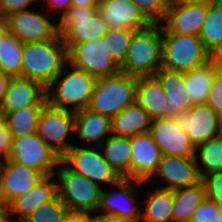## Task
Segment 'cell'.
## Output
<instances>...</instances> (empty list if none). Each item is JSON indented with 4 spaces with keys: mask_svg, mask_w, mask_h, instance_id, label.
Listing matches in <instances>:
<instances>
[{
    "mask_svg": "<svg viewBox=\"0 0 222 222\" xmlns=\"http://www.w3.org/2000/svg\"><path fill=\"white\" fill-rule=\"evenodd\" d=\"M0 222H6V207L0 202Z\"/></svg>",
    "mask_w": 222,
    "mask_h": 222,
    "instance_id": "obj_49",
    "label": "cell"
},
{
    "mask_svg": "<svg viewBox=\"0 0 222 222\" xmlns=\"http://www.w3.org/2000/svg\"><path fill=\"white\" fill-rule=\"evenodd\" d=\"M45 104L46 88L42 84L25 77H15L9 80L0 106L5 115L28 105Z\"/></svg>",
    "mask_w": 222,
    "mask_h": 222,
    "instance_id": "obj_21",
    "label": "cell"
},
{
    "mask_svg": "<svg viewBox=\"0 0 222 222\" xmlns=\"http://www.w3.org/2000/svg\"><path fill=\"white\" fill-rule=\"evenodd\" d=\"M23 44L6 28L0 32V69L10 78L21 77Z\"/></svg>",
    "mask_w": 222,
    "mask_h": 222,
    "instance_id": "obj_32",
    "label": "cell"
},
{
    "mask_svg": "<svg viewBox=\"0 0 222 222\" xmlns=\"http://www.w3.org/2000/svg\"><path fill=\"white\" fill-rule=\"evenodd\" d=\"M218 205L205 197L193 211L190 222H221Z\"/></svg>",
    "mask_w": 222,
    "mask_h": 222,
    "instance_id": "obj_38",
    "label": "cell"
},
{
    "mask_svg": "<svg viewBox=\"0 0 222 222\" xmlns=\"http://www.w3.org/2000/svg\"><path fill=\"white\" fill-rule=\"evenodd\" d=\"M182 3H205L210 4L219 0H175Z\"/></svg>",
    "mask_w": 222,
    "mask_h": 222,
    "instance_id": "obj_48",
    "label": "cell"
},
{
    "mask_svg": "<svg viewBox=\"0 0 222 222\" xmlns=\"http://www.w3.org/2000/svg\"><path fill=\"white\" fill-rule=\"evenodd\" d=\"M3 120V114H2V110H1V106H0V121Z\"/></svg>",
    "mask_w": 222,
    "mask_h": 222,
    "instance_id": "obj_54",
    "label": "cell"
},
{
    "mask_svg": "<svg viewBox=\"0 0 222 222\" xmlns=\"http://www.w3.org/2000/svg\"><path fill=\"white\" fill-rule=\"evenodd\" d=\"M205 189V197L222 204V172L209 173L201 177Z\"/></svg>",
    "mask_w": 222,
    "mask_h": 222,
    "instance_id": "obj_39",
    "label": "cell"
},
{
    "mask_svg": "<svg viewBox=\"0 0 222 222\" xmlns=\"http://www.w3.org/2000/svg\"><path fill=\"white\" fill-rule=\"evenodd\" d=\"M75 114V130L79 140L87 142H95L99 147L106 136L111 132V118L100 113L92 112L89 109H81L74 112Z\"/></svg>",
    "mask_w": 222,
    "mask_h": 222,
    "instance_id": "obj_25",
    "label": "cell"
},
{
    "mask_svg": "<svg viewBox=\"0 0 222 222\" xmlns=\"http://www.w3.org/2000/svg\"><path fill=\"white\" fill-rule=\"evenodd\" d=\"M37 0H0V15L4 19L12 13L29 10Z\"/></svg>",
    "mask_w": 222,
    "mask_h": 222,
    "instance_id": "obj_41",
    "label": "cell"
},
{
    "mask_svg": "<svg viewBox=\"0 0 222 222\" xmlns=\"http://www.w3.org/2000/svg\"><path fill=\"white\" fill-rule=\"evenodd\" d=\"M44 105H28L3 115L12 138L37 132L38 116Z\"/></svg>",
    "mask_w": 222,
    "mask_h": 222,
    "instance_id": "obj_34",
    "label": "cell"
},
{
    "mask_svg": "<svg viewBox=\"0 0 222 222\" xmlns=\"http://www.w3.org/2000/svg\"><path fill=\"white\" fill-rule=\"evenodd\" d=\"M212 56L197 35L169 32L162 25V67L172 71H189L206 64Z\"/></svg>",
    "mask_w": 222,
    "mask_h": 222,
    "instance_id": "obj_5",
    "label": "cell"
},
{
    "mask_svg": "<svg viewBox=\"0 0 222 222\" xmlns=\"http://www.w3.org/2000/svg\"><path fill=\"white\" fill-rule=\"evenodd\" d=\"M147 196L140 222H172L173 190L157 188Z\"/></svg>",
    "mask_w": 222,
    "mask_h": 222,
    "instance_id": "obj_31",
    "label": "cell"
},
{
    "mask_svg": "<svg viewBox=\"0 0 222 222\" xmlns=\"http://www.w3.org/2000/svg\"><path fill=\"white\" fill-rule=\"evenodd\" d=\"M152 119L136 102L111 118V134L132 137L149 132Z\"/></svg>",
    "mask_w": 222,
    "mask_h": 222,
    "instance_id": "obj_27",
    "label": "cell"
},
{
    "mask_svg": "<svg viewBox=\"0 0 222 222\" xmlns=\"http://www.w3.org/2000/svg\"><path fill=\"white\" fill-rule=\"evenodd\" d=\"M93 222H129V221L121 220L119 218H114L110 216H103L100 215V213H98V215L97 214L95 216L93 215Z\"/></svg>",
    "mask_w": 222,
    "mask_h": 222,
    "instance_id": "obj_47",
    "label": "cell"
},
{
    "mask_svg": "<svg viewBox=\"0 0 222 222\" xmlns=\"http://www.w3.org/2000/svg\"><path fill=\"white\" fill-rule=\"evenodd\" d=\"M174 118L194 147L222 134V120L206 103L193 105Z\"/></svg>",
    "mask_w": 222,
    "mask_h": 222,
    "instance_id": "obj_14",
    "label": "cell"
},
{
    "mask_svg": "<svg viewBox=\"0 0 222 222\" xmlns=\"http://www.w3.org/2000/svg\"><path fill=\"white\" fill-rule=\"evenodd\" d=\"M208 4L171 0L163 26L172 33L199 36L206 19Z\"/></svg>",
    "mask_w": 222,
    "mask_h": 222,
    "instance_id": "obj_17",
    "label": "cell"
},
{
    "mask_svg": "<svg viewBox=\"0 0 222 222\" xmlns=\"http://www.w3.org/2000/svg\"><path fill=\"white\" fill-rule=\"evenodd\" d=\"M20 165L34 168L44 176L55 174L61 156L48 146L37 133L13 138L8 157Z\"/></svg>",
    "mask_w": 222,
    "mask_h": 222,
    "instance_id": "obj_10",
    "label": "cell"
},
{
    "mask_svg": "<svg viewBox=\"0 0 222 222\" xmlns=\"http://www.w3.org/2000/svg\"><path fill=\"white\" fill-rule=\"evenodd\" d=\"M57 192L60 200L71 211L97 213L101 187L85 176L69 170L62 162L58 165Z\"/></svg>",
    "mask_w": 222,
    "mask_h": 222,
    "instance_id": "obj_6",
    "label": "cell"
},
{
    "mask_svg": "<svg viewBox=\"0 0 222 222\" xmlns=\"http://www.w3.org/2000/svg\"><path fill=\"white\" fill-rule=\"evenodd\" d=\"M48 13L34 9L12 13L5 18V28L23 43L46 42L58 35V24Z\"/></svg>",
    "mask_w": 222,
    "mask_h": 222,
    "instance_id": "obj_12",
    "label": "cell"
},
{
    "mask_svg": "<svg viewBox=\"0 0 222 222\" xmlns=\"http://www.w3.org/2000/svg\"><path fill=\"white\" fill-rule=\"evenodd\" d=\"M136 30L132 29H108L106 35L107 55L120 68L126 58L131 38Z\"/></svg>",
    "mask_w": 222,
    "mask_h": 222,
    "instance_id": "obj_35",
    "label": "cell"
},
{
    "mask_svg": "<svg viewBox=\"0 0 222 222\" xmlns=\"http://www.w3.org/2000/svg\"><path fill=\"white\" fill-rule=\"evenodd\" d=\"M131 179L146 182L154 175L161 159V151L150 132L130 137Z\"/></svg>",
    "mask_w": 222,
    "mask_h": 222,
    "instance_id": "obj_18",
    "label": "cell"
},
{
    "mask_svg": "<svg viewBox=\"0 0 222 222\" xmlns=\"http://www.w3.org/2000/svg\"><path fill=\"white\" fill-rule=\"evenodd\" d=\"M68 210L57 195L48 203L40 205L23 220L26 222H62Z\"/></svg>",
    "mask_w": 222,
    "mask_h": 222,
    "instance_id": "obj_36",
    "label": "cell"
},
{
    "mask_svg": "<svg viewBox=\"0 0 222 222\" xmlns=\"http://www.w3.org/2000/svg\"><path fill=\"white\" fill-rule=\"evenodd\" d=\"M112 135V136H111ZM103 149L105 160L122 177L131 179V145L130 137L110 134L99 146Z\"/></svg>",
    "mask_w": 222,
    "mask_h": 222,
    "instance_id": "obj_28",
    "label": "cell"
},
{
    "mask_svg": "<svg viewBox=\"0 0 222 222\" xmlns=\"http://www.w3.org/2000/svg\"><path fill=\"white\" fill-rule=\"evenodd\" d=\"M151 24H160L166 17L171 0H132Z\"/></svg>",
    "mask_w": 222,
    "mask_h": 222,
    "instance_id": "obj_37",
    "label": "cell"
},
{
    "mask_svg": "<svg viewBox=\"0 0 222 222\" xmlns=\"http://www.w3.org/2000/svg\"><path fill=\"white\" fill-rule=\"evenodd\" d=\"M149 132L162 155L194 157L195 147L174 117L153 119Z\"/></svg>",
    "mask_w": 222,
    "mask_h": 222,
    "instance_id": "obj_15",
    "label": "cell"
},
{
    "mask_svg": "<svg viewBox=\"0 0 222 222\" xmlns=\"http://www.w3.org/2000/svg\"><path fill=\"white\" fill-rule=\"evenodd\" d=\"M99 147L72 146L62 157L61 162L71 171L79 173L101 185L113 186L122 178L105 160ZM101 183V184H100Z\"/></svg>",
    "mask_w": 222,
    "mask_h": 222,
    "instance_id": "obj_9",
    "label": "cell"
},
{
    "mask_svg": "<svg viewBox=\"0 0 222 222\" xmlns=\"http://www.w3.org/2000/svg\"><path fill=\"white\" fill-rule=\"evenodd\" d=\"M54 177V174L45 175L29 191L15 197L6 206V219H15L13 218L14 214L19 216L17 219H24L40 205L53 200L58 195V181L57 179L55 180Z\"/></svg>",
    "mask_w": 222,
    "mask_h": 222,
    "instance_id": "obj_22",
    "label": "cell"
},
{
    "mask_svg": "<svg viewBox=\"0 0 222 222\" xmlns=\"http://www.w3.org/2000/svg\"><path fill=\"white\" fill-rule=\"evenodd\" d=\"M13 143L12 135L4 119L0 121V161L8 159ZM2 158V159H1Z\"/></svg>",
    "mask_w": 222,
    "mask_h": 222,
    "instance_id": "obj_42",
    "label": "cell"
},
{
    "mask_svg": "<svg viewBox=\"0 0 222 222\" xmlns=\"http://www.w3.org/2000/svg\"><path fill=\"white\" fill-rule=\"evenodd\" d=\"M75 130L74 111L54 108L47 103L37 121L38 136L61 157L73 146L67 140Z\"/></svg>",
    "mask_w": 222,
    "mask_h": 222,
    "instance_id": "obj_11",
    "label": "cell"
},
{
    "mask_svg": "<svg viewBox=\"0 0 222 222\" xmlns=\"http://www.w3.org/2000/svg\"><path fill=\"white\" fill-rule=\"evenodd\" d=\"M100 0H72V6L74 7H90L99 6Z\"/></svg>",
    "mask_w": 222,
    "mask_h": 222,
    "instance_id": "obj_46",
    "label": "cell"
},
{
    "mask_svg": "<svg viewBox=\"0 0 222 222\" xmlns=\"http://www.w3.org/2000/svg\"><path fill=\"white\" fill-rule=\"evenodd\" d=\"M136 86L137 77L123 72L97 78L87 109L112 118L136 102Z\"/></svg>",
    "mask_w": 222,
    "mask_h": 222,
    "instance_id": "obj_4",
    "label": "cell"
},
{
    "mask_svg": "<svg viewBox=\"0 0 222 222\" xmlns=\"http://www.w3.org/2000/svg\"><path fill=\"white\" fill-rule=\"evenodd\" d=\"M11 78L8 77L1 69H0V103L3 101L5 92L7 90V86L9 83V80Z\"/></svg>",
    "mask_w": 222,
    "mask_h": 222,
    "instance_id": "obj_45",
    "label": "cell"
},
{
    "mask_svg": "<svg viewBox=\"0 0 222 222\" xmlns=\"http://www.w3.org/2000/svg\"><path fill=\"white\" fill-rule=\"evenodd\" d=\"M67 63V48L59 34L46 42L24 43L21 77L39 82L46 88Z\"/></svg>",
    "mask_w": 222,
    "mask_h": 222,
    "instance_id": "obj_1",
    "label": "cell"
},
{
    "mask_svg": "<svg viewBox=\"0 0 222 222\" xmlns=\"http://www.w3.org/2000/svg\"><path fill=\"white\" fill-rule=\"evenodd\" d=\"M47 3L46 5L48 4V9H45V11L49 10L51 11V9L56 10L58 9L57 11H61L60 13V16H63L67 11H69V9L72 7V0H45Z\"/></svg>",
    "mask_w": 222,
    "mask_h": 222,
    "instance_id": "obj_44",
    "label": "cell"
},
{
    "mask_svg": "<svg viewBox=\"0 0 222 222\" xmlns=\"http://www.w3.org/2000/svg\"><path fill=\"white\" fill-rule=\"evenodd\" d=\"M86 211H71L68 210L64 215L62 222H93V216Z\"/></svg>",
    "mask_w": 222,
    "mask_h": 222,
    "instance_id": "obj_43",
    "label": "cell"
},
{
    "mask_svg": "<svg viewBox=\"0 0 222 222\" xmlns=\"http://www.w3.org/2000/svg\"><path fill=\"white\" fill-rule=\"evenodd\" d=\"M98 8L72 6L58 19V34L64 44L84 43L106 35L108 27Z\"/></svg>",
    "mask_w": 222,
    "mask_h": 222,
    "instance_id": "obj_7",
    "label": "cell"
},
{
    "mask_svg": "<svg viewBox=\"0 0 222 222\" xmlns=\"http://www.w3.org/2000/svg\"><path fill=\"white\" fill-rule=\"evenodd\" d=\"M221 69L218 58L185 72V86L193 105L205 104L216 73Z\"/></svg>",
    "mask_w": 222,
    "mask_h": 222,
    "instance_id": "obj_26",
    "label": "cell"
},
{
    "mask_svg": "<svg viewBox=\"0 0 222 222\" xmlns=\"http://www.w3.org/2000/svg\"><path fill=\"white\" fill-rule=\"evenodd\" d=\"M199 38L212 58H218L222 54V0L208 4Z\"/></svg>",
    "mask_w": 222,
    "mask_h": 222,
    "instance_id": "obj_29",
    "label": "cell"
},
{
    "mask_svg": "<svg viewBox=\"0 0 222 222\" xmlns=\"http://www.w3.org/2000/svg\"><path fill=\"white\" fill-rule=\"evenodd\" d=\"M67 66L71 68L70 72H67ZM96 79L67 63L46 87V103L54 108L74 112L85 109L90 102Z\"/></svg>",
    "mask_w": 222,
    "mask_h": 222,
    "instance_id": "obj_3",
    "label": "cell"
},
{
    "mask_svg": "<svg viewBox=\"0 0 222 222\" xmlns=\"http://www.w3.org/2000/svg\"><path fill=\"white\" fill-rule=\"evenodd\" d=\"M65 46L68 64L96 78L113 76L120 72V68L106 54L105 37Z\"/></svg>",
    "mask_w": 222,
    "mask_h": 222,
    "instance_id": "obj_8",
    "label": "cell"
},
{
    "mask_svg": "<svg viewBox=\"0 0 222 222\" xmlns=\"http://www.w3.org/2000/svg\"><path fill=\"white\" fill-rule=\"evenodd\" d=\"M166 94L154 76L137 77L136 103L153 120L167 117Z\"/></svg>",
    "mask_w": 222,
    "mask_h": 222,
    "instance_id": "obj_24",
    "label": "cell"
},
{
    "mask_svg": "<svg viewBox=\"0 0 222 222\" xmlns=\"http://www.w3.org/2000/svg\"><path fill=\"white\" fill-rule=\"evenodd\" d=\"M162 67V25L150 24L136 30L131 38L120 72L135 77H148Z\"/></svg>",
    "mask_w": 222,
    "mask_h": 222,
    "instance_id": "obj_2",
    "label": "cell"
},
{
    "mask_svg": "<svg viewBox=\"0 0 222 222\" xmlns=\"http://www.w3.org/2000/svg\"><path fill=\"white\" fill-rule=\"evenodd\" d=\"M98 11L108 29L141 30L151 24L132 0H100Z\"/></svg>",
    "mask_w": 222,
    "mask_h": 222,
    "instance_id": "obj_20",
    "label": "cell"
},
{
    "mask_svg": "<svg viewBox=\"0 0 222 222\" xmlns=\"http://www.w3.org/2000/svg\"><path fill=\"white\" fill-rule=\"evenodd\" d=\"M205 198L202 181L173 190L172 222H190L193 211Z\"/></svg>",
    "mask_w": 222,
    "mask_h": 222,
    "instance_id": "obj_30",
    "label": "cell"
},
{
    "mask_svg": "<svg viewBox=\"0 0 222 222\" xmlns=\"http://www.w3.org/2000/svg\"><path fill=\"white\" fill-rule=\"evenodd\" d=\"M219 213H220V221L222 222V204L218 205Z\"/></svg>",
    "mask_w": 222,
    "mask_h": 222,
    "instance_id": "obj_52",
    "label": "cell"
},
{
    "mask_svg": "<svg viewBox=\"0 0 222 222\" xmlns=\"http://www.w3.org/2000/svg\"><path fill=\"white\" fill-rule=\"evenodd\" d=\"M6 222H26L23 219H6Z\"/></svg>",
    "mask_w": 222,
    "mask_h": 222,
    "instance_id": "obj_51",
    "label": "cell"
},
{
    "mask_svg": "<svg viewBox=\"0 0 222 222\" xmlns=\"http://www.w3.org/2000/svg\"><path fill=\"white\" fill-rule=\"evenodd\" d=\"M5 28V19L0 15V32Z\"/></svg>",
    "mask_w": 222,
    "mask_h": 222,
    "instance_id": "obj_50",
    "label": "cell"
},
{
    "mask_svg": "<svg viewBox=\"0 0 222 222\" xmlns=\"http://www.w3.org/2000/svg\"><path fill=\"white\" fill-rule=\"evenodd\" d=\"M44 175L9 159L0 161V202L6 207L15 197L33 188Z\"/></svg>",
    "mask_w": 222,
    "mask_h": 222,
    "instance_id": "obj_16",
    "label": "cell"
},
{
    "mask_svg": "<svg viewBox=\"0 0 222 222\" xmlns=\"http://www.w3.org/2000/svg\"><path fill=\"white\" fill-rule=\"evenodd\" d=\"M219 61H220V65H221V69H222V54L218 57Z\"/></svg>",
    "mask_w": 222,
    "mask_h": 222,
    "instance_id": "obj_53",
    "label": "cell"
},
{
    "mask_svg": "<svg viewBox=\"0 0 222 222\" xmlns=\"http://www.w3.org/2000/svg\"><path fill=\"white\" fill-rule=\"evenodd\" d=\"M194 157L200 177L222 172V134L195 147Z\"/></svg>",
    "mask_w": 222,
    "mask_h": 222,
    "instance_id": "obj_33",
    "label": "cell"
},
{
    "mask_svg": "<svg viewBox=\"0 0 222 222\" xmlns=\"http://www.w3.org/2000/svg\"><path fill=\"white\" fill-rule=\"evenodd\" d=\"M142 183L128 178H121L115 184L120 189L119 191L107 192L102 189L97 213L102 210L100 215L103 216L119 218L129 222H140L141 209L136 204L139 198L135 196V186Z\"/></svg>",
    "mask_w": 222,
    "mask_h": 222,
    "instance_id": "obj_13",
    "label": "cell"
},
{
    "mask_svg": "<svg viewBox=\"0 0 222 222\" xmlns=\"http://www.w3.org/2000/svg\"><path fill=\"white\" fill-rule=\"evenodd\" d=\"M206 104L210 106L222 120V69L216 73L213 79Z\"/></svg>",
    "mask_w": 222,
    "mask_h": 222,
    "instance_id": "obj_40",
    "label": "cell"
},
{
    "mask_svg": "<svg viewBox=\"0 0 222 222\" xmlns=\"http://www.w3.org/2000/svg\"><path fill=\"white\" fill-rule=\"evenodd\" d=\"M152 177L166 181L163 189L175 190L192 186L201 181L195 157L162 155L158 168Z\"/></svg>",
    "mask_w": 222,
    "mask_h": 222,
    "instance_id": "obj_19",
    "label": "cell"
},
{
    "mask_svg": "<svg viewBox=\"0 0 222 222\" xmlns=\"http://www.w3.org/2000/svg\"><path fill=\"white\" fill-rule=\"evenodd\" d=\"M154 77L162 85L166 94L167 117H175L193 106L185 86V72L161 67Z\"/></svg>",
    "mask_w": 222,
    "mask_h": 222,
    "instance_id": "obj_23",
    "label": "cell"
}]
</instances>
